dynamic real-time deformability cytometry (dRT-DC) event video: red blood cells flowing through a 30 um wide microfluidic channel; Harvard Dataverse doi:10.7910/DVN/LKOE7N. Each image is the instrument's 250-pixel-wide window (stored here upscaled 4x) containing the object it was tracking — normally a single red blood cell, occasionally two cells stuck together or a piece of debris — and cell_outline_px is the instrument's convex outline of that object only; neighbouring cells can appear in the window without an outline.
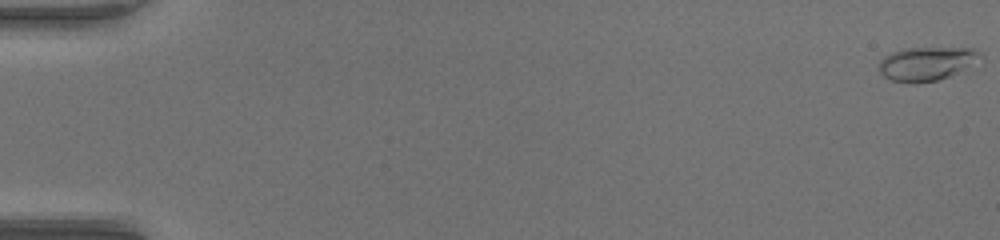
{"species": "common noctule bat (a hibernating species)", "species_latin": "Nyctalus noctula", "temperature_condition": "warm", "stored_images_in_passage": 43, "camera_frame_rate_fps": 3000, "um_per_image_px": 0.085, "animal": {"sex": "female", "body_mass_g": 17.0, "forearm_length_mm": 48.0}, "frame": {"image": 1, "passage_image": 1, "time_ms": 0.0, "image_size_px": [1000, 240], "cell_outline_px": [[984, 56], [948, 76], [936, 80], [892, 80], [884, 76], [880, 72], [880, 60], [884, 56], [892, 52], [908, 48], [972, 48], [980, 52]], "centroid_in_image_um": [78.75, 5.35], "position_along_channel_um": 6.2, "area_um2": 18.79}}